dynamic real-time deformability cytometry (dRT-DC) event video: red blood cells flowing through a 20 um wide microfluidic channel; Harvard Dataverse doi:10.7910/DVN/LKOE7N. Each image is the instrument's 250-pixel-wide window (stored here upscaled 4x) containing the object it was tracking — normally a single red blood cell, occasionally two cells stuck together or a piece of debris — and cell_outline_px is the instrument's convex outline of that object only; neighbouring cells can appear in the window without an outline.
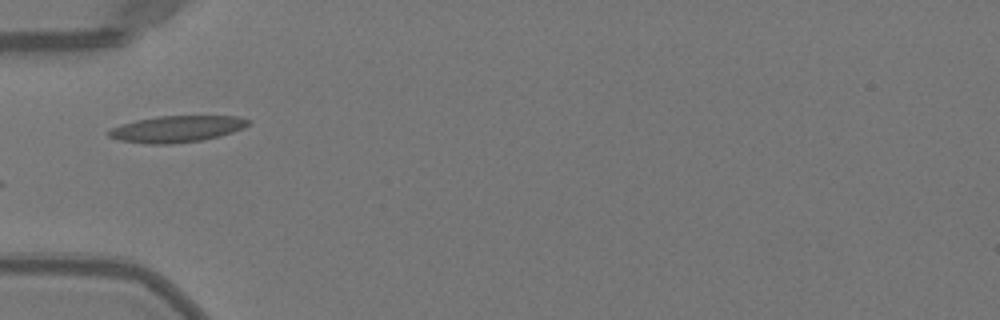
{"species": "Egyptian fruit bat (a non-hibernating species)", "species_latin": "Rousettus aegyptiacus", "temperature_condition": "warm", "stored_images_in_passage": 6, "camera_frame_rate_fps": 3000, "um_per_image_px": 0.085, "animal": {"sex": "female"}, "frame": {"image": 1, "passage_image": 1, "time_ms": 0.0, "image_size_px": [1000, 320], "cell_outline_px": [[248, 124], [244, 128], [220, 136], [200, 140], [172, 144], [144, 144], [120, 140], [108, 136], [108, 132], [112, 128], [120, 124], [136, 120], [160, 116], [240, 116], [248, 120]], "centroid_in_image_um": [15.01, 10.96], "position_along_channel_um": 70.0, "area_um2": 21.44}}
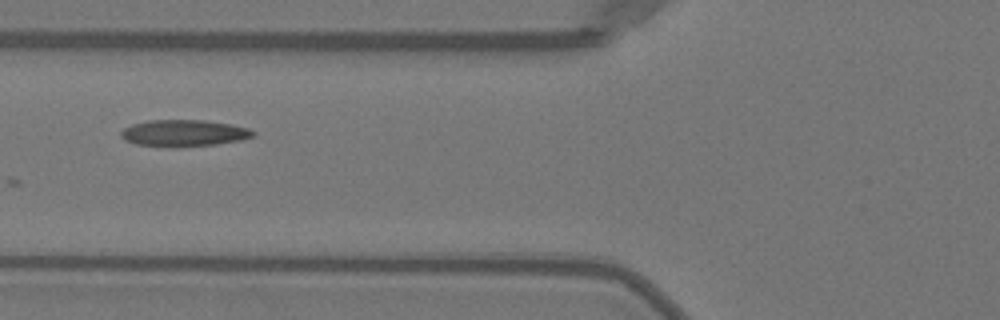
{"frame": {"image": 2, "passage_image": 4, "time_ms": 1.0, "image_size_px": [1000, 320], "cell_outline_px": [[256, 136], [240, 140], [216, 144], [176, 148], [136, 144], [124, 140], [120, 136], [120, 132], [124, 128], [132, 124], [148, 120], [204, 120], [232, 124], [248, 128], [256, 132]], "centroid_in_image_um": [15.63, 11.32], "position_along_channel_um": 110.2, "area_um2": 20.81}}